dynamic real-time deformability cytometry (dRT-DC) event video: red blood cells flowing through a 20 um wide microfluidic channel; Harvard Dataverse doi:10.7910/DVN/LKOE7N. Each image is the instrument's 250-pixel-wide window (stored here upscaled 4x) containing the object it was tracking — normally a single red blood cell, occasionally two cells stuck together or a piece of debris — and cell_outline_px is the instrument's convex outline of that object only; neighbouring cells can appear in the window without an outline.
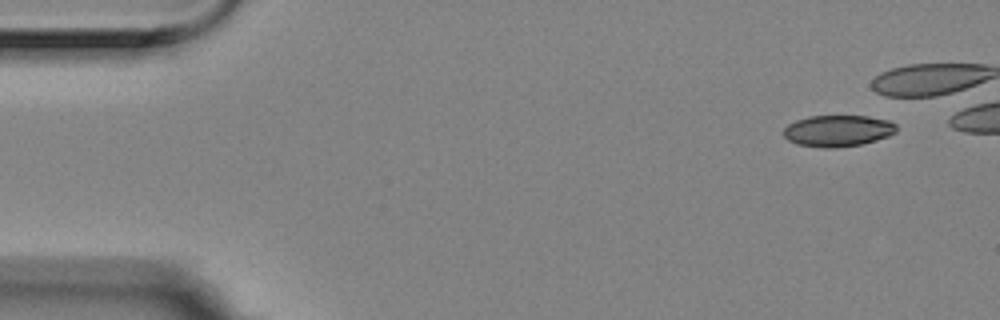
{"species": "Egyptian fruit bat (a non-hibernating species)", "species_latin": "Rousettus aegyptiacus", "temperature_condition": "room temperature", "stored_images_in_passage": 5, "camera_frame_rate_fps": 3000, "um_per_image_px": 0.085, "animal": {"sex": "female"}, "frame": {"image": 1, "passage_image": 1, "time_ms": 0.0, "image_size_px": [1000, 320], "cell_outline_px": [[896, 132], [888, 136], [876, 140], [860, 144], [836, 148], [824, 148], [796, 144], [788, 140], [784, 136], [784, 128], [788, 124], [796, 120], [808, 116], [868, 116], [888, 120], [896, 124]], "centroid_in_image_um": [71.2, 11.12], "position_along_channel_um": 13.8, "area_um2": 20.69}}